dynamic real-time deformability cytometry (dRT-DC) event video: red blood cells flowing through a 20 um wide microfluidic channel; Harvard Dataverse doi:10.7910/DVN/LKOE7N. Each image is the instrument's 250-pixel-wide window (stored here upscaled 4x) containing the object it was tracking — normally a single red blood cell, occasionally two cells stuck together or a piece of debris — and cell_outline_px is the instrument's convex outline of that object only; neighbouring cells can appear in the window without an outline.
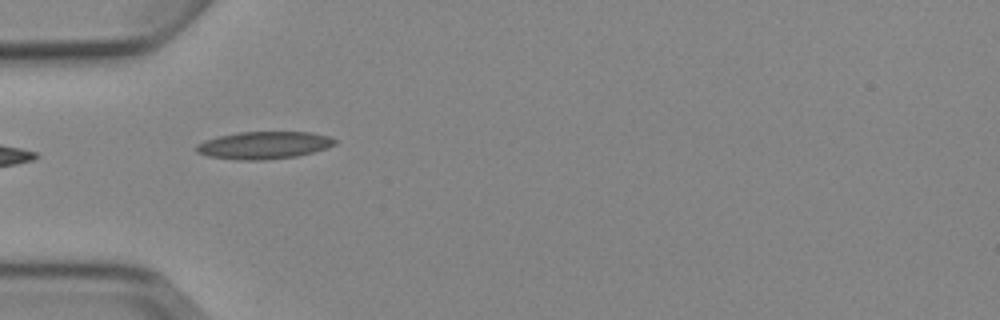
{"species": "Egyptian fruit bat (a non-hibernating species)", "species_latin": "Rousettus aegyptiacus", "temperature_condition": "cold", "stored_images_in_passage": 6, "camera_frame_rate_fps": 3000, "um_per_image_px": 0.085, "animal": {"sex": "female"}, "frame": {"image": 1, "passage_image": 5, "time_ms": 5.0, "image_size_px": [1000, 320], "cell_outline_px": [[336, 144], [328, 148], [296, 156], [264, 160], [240, 160], [208, 156], [196, 152], [196, 144], [204, 140], [220, 136], [240, 132], [312, 132], [328, 136], [336, 140]], "centroid_in_image_um": [22.44, 12.34], "position_along_channel_um": 62.6, "area_um2": 22.08}}
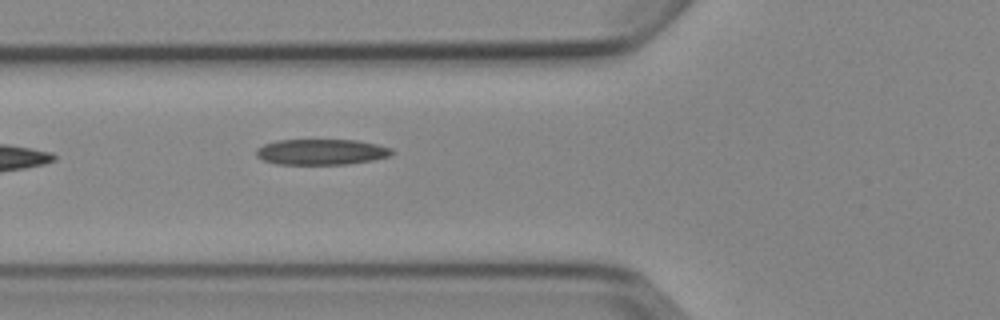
{"frame": {"image": 2, "passage_image": 6, "time_ms": 6.0, "image_size_px": [1000, 320], "cell_outline_px": [[392, 156], [372, 160], [348, 164], [276, 164], [264, 160], [256, 156], [256, 148], [264, 144], [276, 140], [356, 140], [376, 144], [392, 148]], "centroid_in_image_um": [27.3, 12.91], "position_along_channel_um": 98.5, "area_um2": 20.35}}